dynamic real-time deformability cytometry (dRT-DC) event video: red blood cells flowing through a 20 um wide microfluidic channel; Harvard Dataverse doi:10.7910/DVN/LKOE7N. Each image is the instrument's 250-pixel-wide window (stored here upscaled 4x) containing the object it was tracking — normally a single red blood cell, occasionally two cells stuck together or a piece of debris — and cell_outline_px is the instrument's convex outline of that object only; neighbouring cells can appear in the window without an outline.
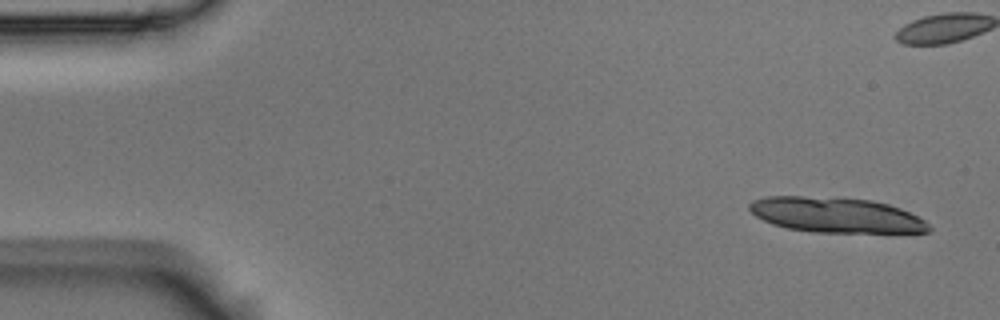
{"species": "Egyptian fruit bat (a non-hibernating species)", "species_latin": "Rousettus aegyptiacus", "temperature_condition": "room temperature", "stored_images_in_passage": 5, "segment_of_instrument_passage": [1, 2], "camera_frame_rate_fps": 3000, "um_per_image_px": 0.085, "animal": {"sex": "male"}, "frame": {"image": 1, "passage_image": 1, "time_ms": 0.0, "image_size_px": [1000, 320], "cell_outline_px": [[932, 228], [928, 232], [812, 232], [788, 228], [772, 224], [756, 216], [748, 208], [748, 204], [752, 200], [764, 196], [804, 196], [872, 200], [888, 204], [900, 208], [924, 220]], "centroid_in_image_um": [71.02, 18.27], "position_along_channel_um": 14.0, "area_um2": 36.59}}